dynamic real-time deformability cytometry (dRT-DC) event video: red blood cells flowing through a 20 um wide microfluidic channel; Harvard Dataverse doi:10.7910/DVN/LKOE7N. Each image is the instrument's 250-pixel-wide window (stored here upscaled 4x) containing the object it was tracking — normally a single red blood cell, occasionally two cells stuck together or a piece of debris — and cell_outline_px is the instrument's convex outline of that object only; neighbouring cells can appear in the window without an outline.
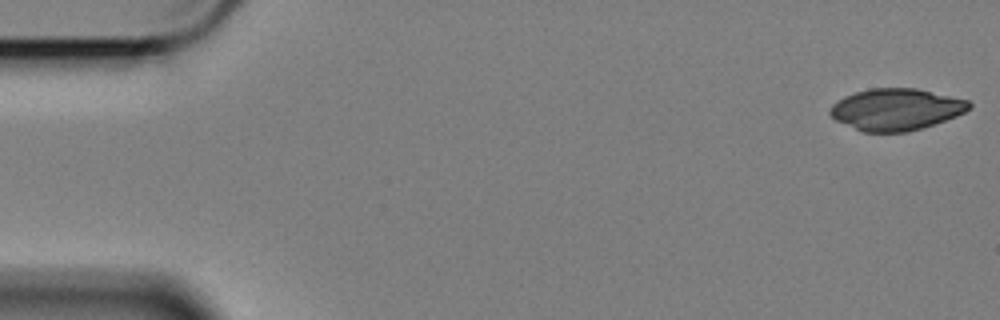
{"species": "Egyptian fruit bat (a non-hibernating species)", "species_latin": "Rousettus aegyptiacus", "temperature_condition": "cold", "stored_images_in_passage": 57, "camera_frame_rate_fps": 3000, "um_per_image_px": 0.085, "animal": {"sex": "female"}, "frame": {"image": 1, "passage_image": 1, "time_ms": 0.0, "image_size_px": [1000, 320], "cell_outline_px": [[972, 108], [956, 116], [908, 132], [860, 132], [836, 120], [828, 112], [832, 104], [844, 96], [856, 92], [872, 88], [916, 88], [968, 100], [972, 104]], "centroid_in_image_um": [76.15, 9.3], "position_along_channel_um": 8.9, "area_um2": 33.7}}